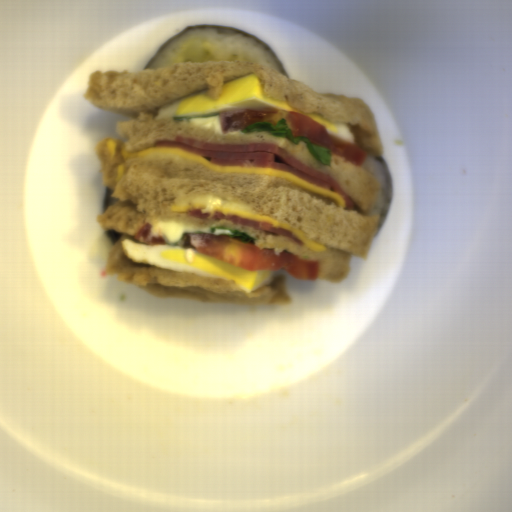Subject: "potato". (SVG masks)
<instances>
[{
	"label": "potato",
	"mask_w": 512,
	"mask_h": 512,
	"mask_svg": "<svg viewBox=\"0 0 512 512\" xmlns=\"http://www.w3.org/2000/svg\"><path fill=\"white\" fill-rule=\"evenodd\" d=\"M209 61H217L215 52L210 47L200 44L192 46L187 51L184 63H205Z\"/></svg>",
	"instance_id": "72c452e6"
}]
</instances>
